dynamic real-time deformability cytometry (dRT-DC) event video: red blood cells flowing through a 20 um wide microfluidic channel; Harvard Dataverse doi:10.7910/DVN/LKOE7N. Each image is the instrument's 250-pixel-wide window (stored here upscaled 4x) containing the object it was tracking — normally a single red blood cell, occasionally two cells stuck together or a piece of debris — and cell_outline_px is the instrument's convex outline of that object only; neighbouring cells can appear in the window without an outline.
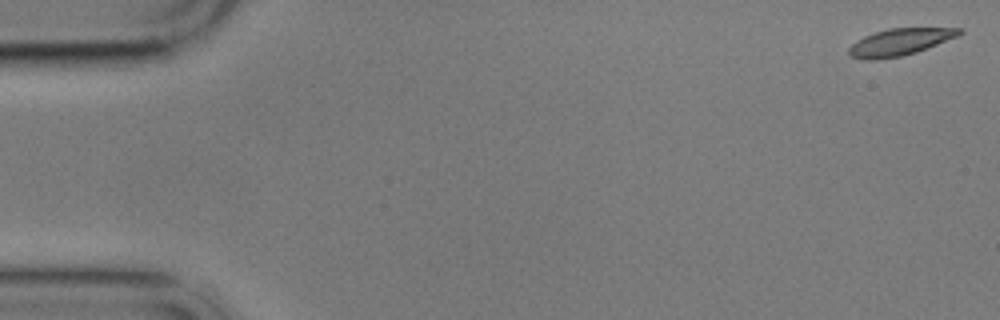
{"species": "common noctule bat (a hibernating species)", "species_latin": "Nyctalus noctula", "temperature_condition": "cold", "stored_images_in_passage": 5, "camera_frame_rate_fps": 3000, "um_per_image_px": 0.085, "animal": {"sex": "male", "body_mass_g": 17.9}, "frame": {"image": 1, "passage_image": 1, "time_ms": 0.0, "image_size_px": [1000, 320], "cell_outline_px": [[964, 32], [956, 36], [916, 52], [900, 56], [876, 60], [864, 60], [852, 56], [848, 52], [848, 48], [856, 40], [864, 36], [888, 28], [964, 28]], "centroid_in_image_um": [76.45, 3.57], "position_along_channel_um": 8.6, "area_um2": 17.11}}
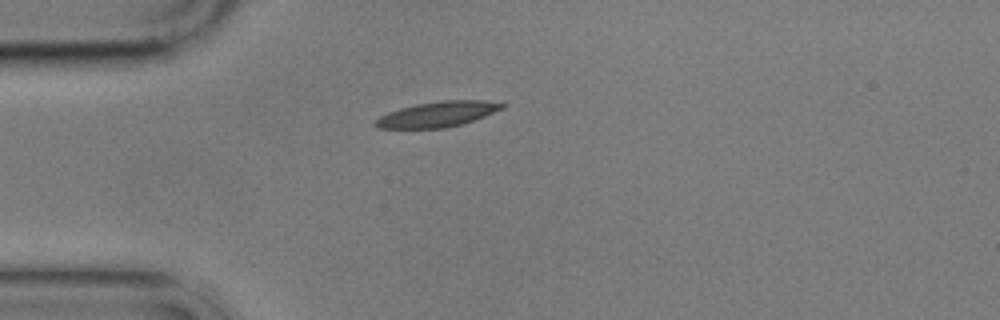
{"frame": {"image": 2, "passage_image": 5, "time_ms": 4.667, "image_size_px": [1000, 320], "cell_outline_px": [[508, 104], [504, 108], [484, 116], [460, 124], [444, 128], [376, 128], [372, 124], [380, 116], [388, 112], [400, 108], [416, 104], [444, 100], [484, 100]], "centroid_in_image_um": [37.18, 9.7], "position_along_channel_um": 47.8, "area_um2": 18.61}}